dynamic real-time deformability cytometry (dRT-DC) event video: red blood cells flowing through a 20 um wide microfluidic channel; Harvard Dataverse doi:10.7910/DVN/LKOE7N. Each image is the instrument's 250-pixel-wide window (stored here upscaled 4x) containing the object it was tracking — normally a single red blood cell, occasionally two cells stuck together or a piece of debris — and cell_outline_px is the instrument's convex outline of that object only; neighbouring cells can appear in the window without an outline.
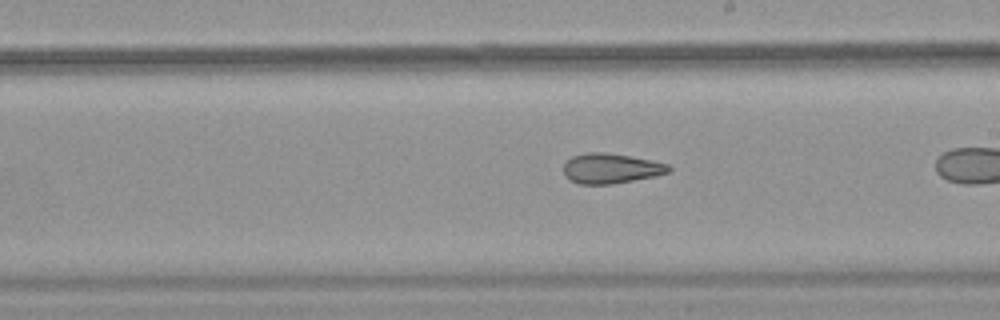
{"species": "common noctule bat (a hibernating species)", "species_latin": "Nyctalus noctula", "temperature_condition": "warm", "stored_images_in_passage": 27, "camera_frame_rate_fps": 3000, "um_per_image_px": 0.085, "animal": {"sex": "female", "body_mass_g": 18.4}, "frame": {"image": 1, "passage_image": 16, "time_ms": 5.0, "image_size_px": [1000, 320], "cell_outline_px": [[672, 168], [668, 172], [656, 176], [612, 184], [580, 184], [568, 180], [564, 176], [564, 164], [572, 156], [588, 152], [608, 152], [668, 164]], "centroid_in_image_um": [51.89, 14.32], "position_along_channel_um": 237.1, "area_um2": 18.38}}